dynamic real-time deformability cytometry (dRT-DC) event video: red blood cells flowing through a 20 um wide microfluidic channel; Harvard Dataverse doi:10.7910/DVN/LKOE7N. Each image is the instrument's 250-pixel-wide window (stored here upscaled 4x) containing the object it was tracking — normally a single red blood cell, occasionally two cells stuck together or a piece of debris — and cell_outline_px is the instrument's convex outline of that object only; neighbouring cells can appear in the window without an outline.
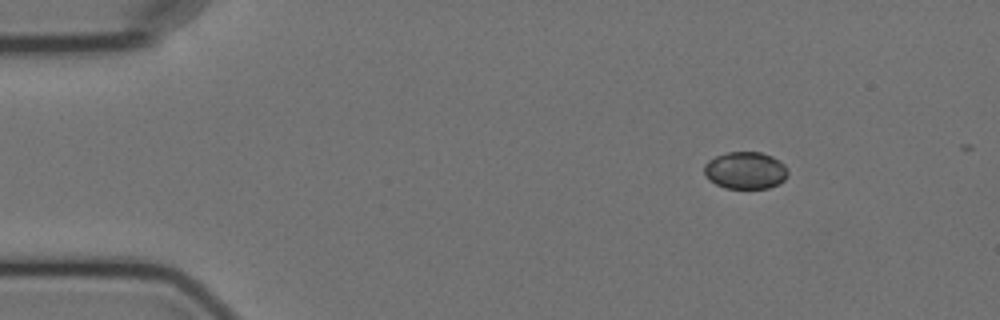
{"species": "Egyptian fruit bat (a non-hibernating species)", "species_latin": "Rousettus aegyptiacus", "temperature_condition": "cold", "stored_images_in_passage": 5, "camera_frame_rate_fps": 3000, "um_per_image_px": 0.085, "animal": {"sex": "female"}, "frame": {"image": 1, "passage_image": 2, "time_ms": 1.0, "image_size_px": [1000, 320], "cell_outline_px": [[788, 176], [780, 184], [768, 188], [724, 188], [708, 180], [704, 172], [704, 164], [708, 160], [716, 156], [728, 152], [760, 152], [772, 156], [784, 164], [788, 168]], "centroid_in_image_um": [63.37, 14.49], "position_along_channel_um": 21.6, "area_um2": 18.32}}